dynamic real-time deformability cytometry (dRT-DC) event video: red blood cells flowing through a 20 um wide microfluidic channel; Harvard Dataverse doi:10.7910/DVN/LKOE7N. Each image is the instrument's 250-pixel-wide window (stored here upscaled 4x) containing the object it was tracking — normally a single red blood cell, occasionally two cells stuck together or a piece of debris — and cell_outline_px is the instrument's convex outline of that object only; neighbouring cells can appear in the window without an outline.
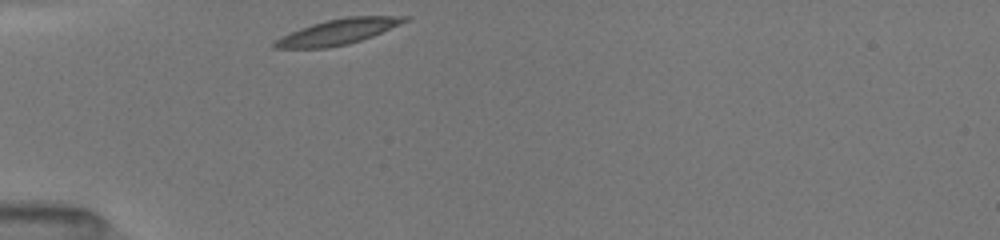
{"species": "common noctule bat (a hibernating species)", "species_latin": "Nyctalus noctula", "temperature_condition": "room temperature", "stored_images_in_passage": 4, "camera_frame_rate_fps": 3000, "um_per_image_px": 0.085, "animal": {"sex": "female", "body_mass_g": 19.5, "forearm_length_mm": 54.1}, "frame": {"image": 1, "passage_image": 1, "time_ms": 0.0, "image_size_px": [1000, 240], "cell_outline_px": [[408, 20], [400, 24], [372, 36], [348, 44], [328, 48], [272, 48], [272, 44], [280, 36], [300, 28], [312, 24], [328, 20], [348, 16], [408, 16]], "centroid_in_image_um": [28.69, 2.71], "position_along_channel_um": 56.3, "area_um2": 19.07}}
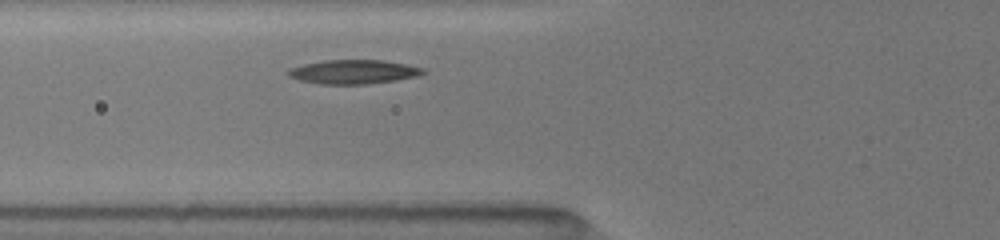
{"frame": {"image": 2, "passage_image": 4, "time_ms": 1.333, "image_size_px": [1000, 240], "cell_outline_px": [[428, 72], [416, 76], [396, 80], [364, 84], [320, 84], [300, 80], [288, 76], [288, 68], [304, 64], [324, 60], [384, 60], [408, 64], [424, 68]], "centroid_in_image_um": [30.07, 6.1], "position_along_channel_um": 95.7, "area_um2": 18.96}}